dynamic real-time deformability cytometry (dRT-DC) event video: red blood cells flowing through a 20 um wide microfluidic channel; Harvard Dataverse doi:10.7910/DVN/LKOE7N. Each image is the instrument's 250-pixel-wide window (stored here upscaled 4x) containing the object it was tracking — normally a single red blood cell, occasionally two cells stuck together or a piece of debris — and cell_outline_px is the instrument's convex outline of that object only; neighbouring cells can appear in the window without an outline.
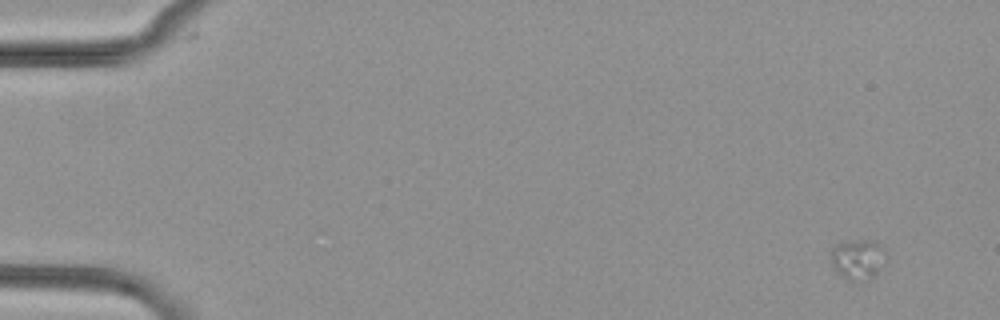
{"species": "common noctule bat (a hibernating species)", "species_latin": "Nyctalus noctula", "temperature_condition": "cold", "stored_images_in_passage": 3, "camera_frame_rate_fps": 3000, "um_per_image_px": 0.085, "animal": {"sex": "female", "body_mass_g": 29.2, "forearm_length_mm": 56.3}, "frame": {"image": 1, "passage_image": 1, "time_ms": 0.0, "image_size_px": [1000, 320], "cell_outline_px": [[888, 264], [876, 276], [868, 280], [856, 284], [844, 280], [836, 272], [832, 264], [832, 248], [836, 244], [860, 240], [872, 240], [884, 248], [888, 260]], "centroid_in_image_um": [73.0, 22.13], "position_along_channel_um": 12.0, "area_um2": 13.7}}